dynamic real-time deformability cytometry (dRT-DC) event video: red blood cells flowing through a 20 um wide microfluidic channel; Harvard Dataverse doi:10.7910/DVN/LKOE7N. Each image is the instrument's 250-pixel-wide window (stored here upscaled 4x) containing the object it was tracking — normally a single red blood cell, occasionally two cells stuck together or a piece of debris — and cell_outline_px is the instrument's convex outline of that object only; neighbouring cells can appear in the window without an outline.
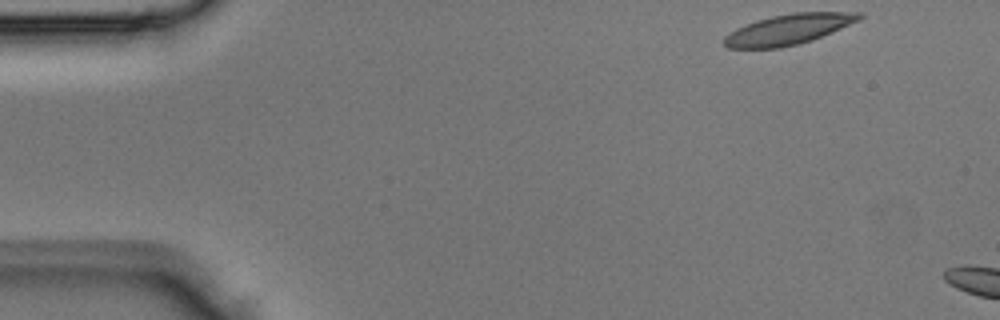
{"species": "Egyptian fruit bat (a non-hibernating species)", "species_latin": "Rousettus aegyptiacus", "temperature_condition": "room temperature", "stored_images_in_passage": 2, "camera_frame_rate_fps": 3000, "um_per_image_px": 0.085, "animal": {"sex": "male"}, "frame": {"image": 1, "passage_image": 1, "time_ms": 0.0, "image_size_px": [1000, 320], "cell_outline_px": [[864, 16], [860, 20], [812, 40], [780, 48], [728, 48], [724, 44], [724, 36], [736, 28], [756, 20], [772, 16], [792, 12], [864, 12]], "centroid_in_image_um": [67.03, 2.48], "position_along_channel_um": 18.0, "area_um2": 23.87}}